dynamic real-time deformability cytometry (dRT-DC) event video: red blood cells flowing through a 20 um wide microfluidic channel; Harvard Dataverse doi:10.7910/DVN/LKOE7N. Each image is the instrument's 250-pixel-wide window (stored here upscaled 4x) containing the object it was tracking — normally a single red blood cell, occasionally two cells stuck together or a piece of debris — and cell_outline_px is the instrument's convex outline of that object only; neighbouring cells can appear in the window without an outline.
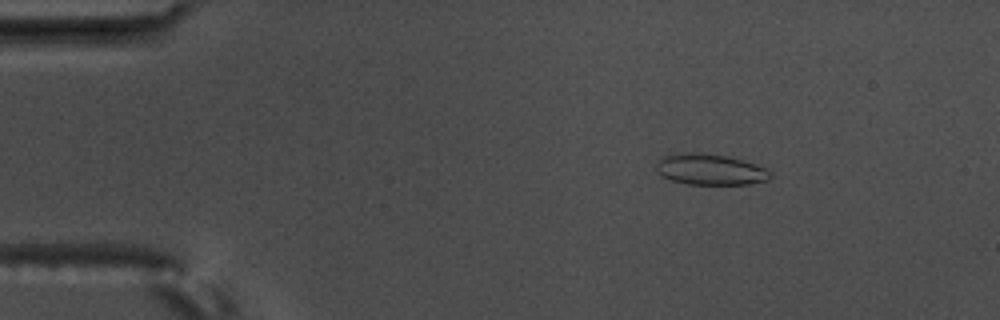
{"species": "common noctule bat (a hibernating species)", "species_latin": "Nyctalus noctula", "temperature_condition": "warm", "stored_images_in_passage": 14, "camera_frame_rate_fps": 3000, "um_per_image_px": 0.085, "animal": {"sex": "male", "body_mass_g": 17.5, "forearm_length_mm": 52.3}, "frame": {"image": 1, "passage_image": 2, "time_ms": 0.333, "image_size_px": [1000, 320], "cell_outline_px": [[772, 176], [768, 180], [748, 184], [688, 184], [672, 180], [656, 172], [656, 164], [664, 156], [680, 152], [704, 152], [728, 156], [756, 164], [772, 172]], "centroid_in_image_um": [60.37, 14.39], "position_along_channel_um": 24.6, "area_um2": 20.69}}
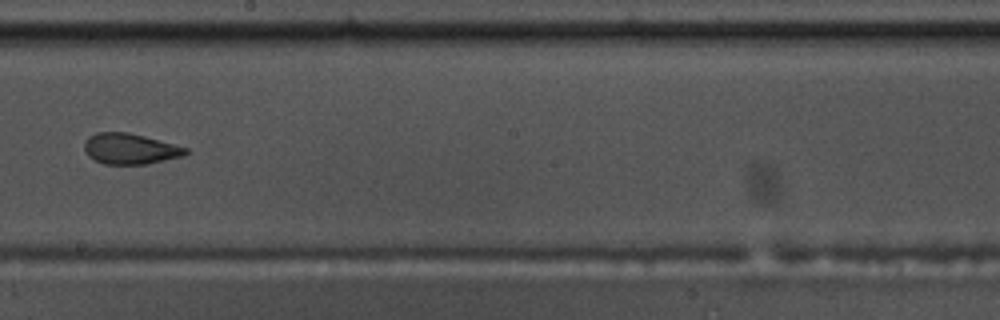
{"frame": {"image": 2, "passage_image": 8, "time_ms": 2.333, "image_size_px": [1000, 320], "cell_outline_px": [[188, 152], [184, 156], [148, 164], [104, 164], [88, 156], [84, 148], [84, 144], [88, 136], [96, 132], [128, 132], [144, 136], [188, 148]], "centroid_in_image_um": [11.05, 12.65], "position_along_channel_um": 237.1, "area_um2": 18.15}}
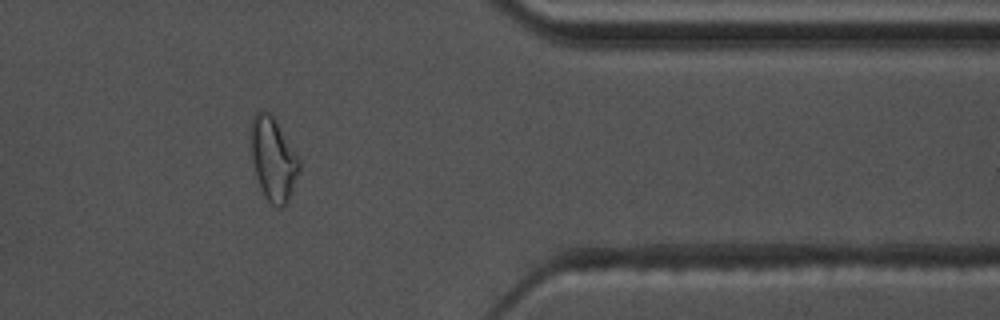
{"frame": {"image": 3, "passage_image": 12, "time_ms": 3.667, "image_size_px": [1000, 320], "cell_outline_px": [[300, 168], [288, 200], [280, 208], [276, 208], [268, 200], [256, 176], [252, 156], [252, 120], [256, 112], [260, 108], [272, 112], [300, 160]], "centroid_in_image_um": [23.24, 13.46], "position_along_channel_um": 388.2, "area_um2": 23.06}}